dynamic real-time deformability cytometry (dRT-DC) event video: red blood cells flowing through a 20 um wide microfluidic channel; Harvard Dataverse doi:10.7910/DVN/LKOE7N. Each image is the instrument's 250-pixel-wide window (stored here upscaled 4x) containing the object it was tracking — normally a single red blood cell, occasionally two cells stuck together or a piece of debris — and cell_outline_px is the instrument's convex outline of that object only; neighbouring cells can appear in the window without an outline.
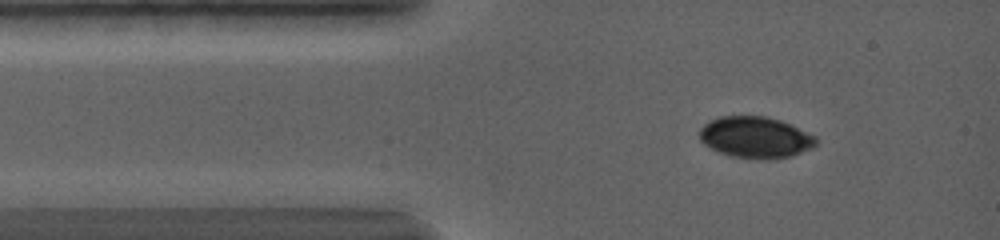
{"species": "common noctule bat (a hibernating species)", "species_latin": "Nyctalus noctula", "temperature_condition": "warm", "stored_images_in_passage": 62, "camera_frame_rate_fps": 5000, "um_per_image_px": 0.085, "animal": {"sex": "female", "body_mass_g": 19.0, "forearm_length_mm": 56.7}, "frame": {"image": 1, "passage_image": 7, "time_ms": 1.4, "image_size_px": [1000, 240], "cell_outline_px": [[816, 144], [812, 148], [788, 156], [768, 160], [760, 160], [732, 156], [708, 148], [700, 140], [700, 128], [708, 120], [720, 116], [764, 116], [780, 120], [816, 136]], "centroid_in_image_um": [64.17, 11.67], "position_along_channel_um": 20.8, "area_um2": 28.09}}
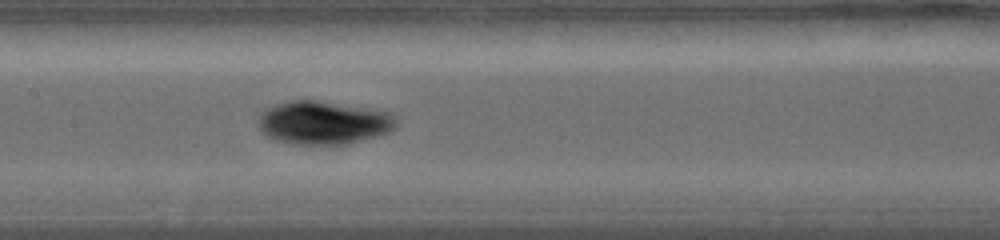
{"frame": {"image": 2, "passage_image": 29, "time_ms": 6.6, "image_size_px": [1000, 240], "cell_outline_px": [[396, 128], [392, 132], [348, 144], [292, 144], [276, 140], [264, 136], [260, 132], [260, 116], [264, 108], [288, 100], [316, 100], [376, 108], [392, 112], [396, 116]], "centroid_in_image_um": [27.55, 10.41], "position_along_channel_um": 179.9, "area_um2": 35.55}}
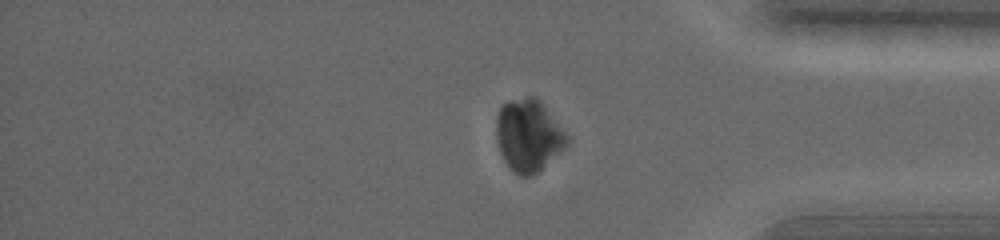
{"frame": {"image": 3, "passage_image": 55, "time_ms": 12.8, "image_size_px": [1000, 240], "cell_outline_px": [[568, 144], [540, 172], [532, 176], [520, 176], [512, 172], [508, 168], [500, 152], [496, 140], [496, 116], [500, 108], [508, 100], [528, 96], [536, 96], [540, 100], [568, 136]], "centroid_in_image_um": [44.9, 11.53], "position_along_channel_um": 390.3, "area_um2": 30.06}}